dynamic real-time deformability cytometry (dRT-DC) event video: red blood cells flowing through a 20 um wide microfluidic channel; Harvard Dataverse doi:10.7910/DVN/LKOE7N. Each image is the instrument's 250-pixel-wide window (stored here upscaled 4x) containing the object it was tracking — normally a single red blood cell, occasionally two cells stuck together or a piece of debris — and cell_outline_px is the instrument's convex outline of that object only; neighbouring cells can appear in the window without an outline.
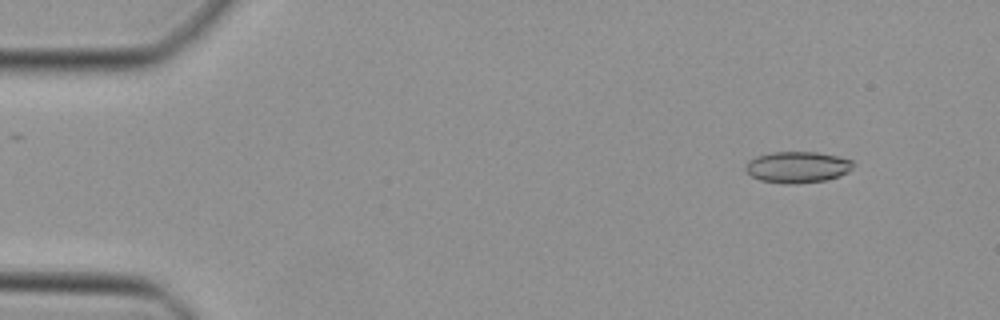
{"species": "Egyptian fruit bat (a non-hibernating species)", "species_latin": "Rousettus aegyptiacus", "temperature_condition": "cold", "stored_images_in_passage": 47, "camera_frame_rate_fps": 3000, "um_per_image_px": 0.085, "animal": {"sex": "female"}, "frame": {"image": 1, "passage_image": 5, "time_ms": 1.333, "image_size_px": [1000, 320], "cell_outline_px": [[852, 168], [848, 172], [840, 176], [824, 180], [796, 184], [780, 184], [760, 180], [752, 176], [744, 168], [748, 160], [756, 156], [772, 152], [816, 152], [836, 156], [852, 160]], "centroid_in_image_um": [67.75, 14.21], "position_along_channel_um": 17.3, "area_um2": 19.65}}
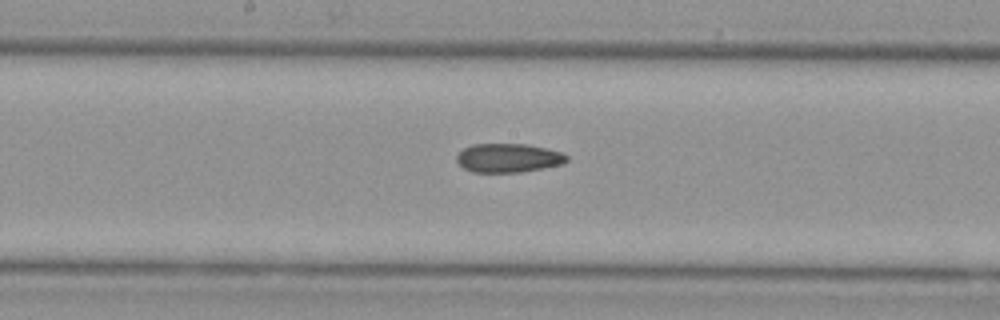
{"frame": {"image": 2, "passage_image": 25, "time_ms": 8.0, "image_size_px": [1000, 320], "cell_outline_px": [[568, 160], [564, 164], [520, 172], [472, 172], [464, 168], [456, 160], [456, 156], [464, 148], [472, 144], [528, 144], [548, 148], [564, 152], [568, 156]], "centroid_in_image_um": [43.25, 13.42], "position_along_channel_um": 204.9, "area_um2": 18.67}}
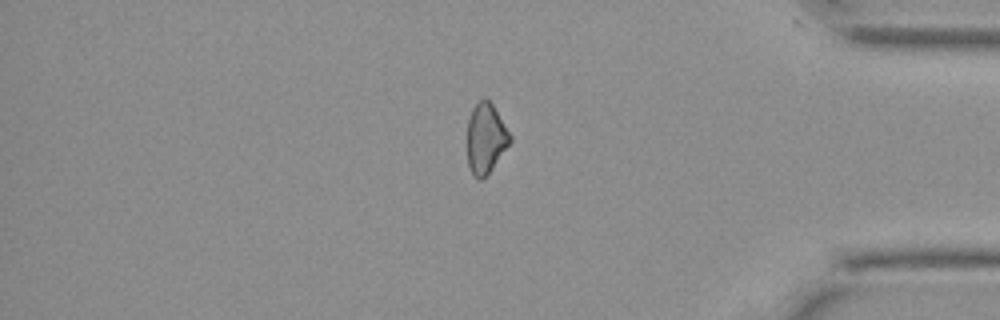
{"frame": {"image": 3, "passage_image": 40, "time_ms": 13.0, "image_size_px": [1000, 320], "cell_outline_px": [[512, 140], [492, 168], [480, 180], [472, 172], [468, 164], [468, 120], [472, 108], [484, 96], [492, 104], [512, 136]], "centroid_in_image_um": [41.29, 11.72], "position_along_channel_um": 393.9, "area_um2": 17.11}}